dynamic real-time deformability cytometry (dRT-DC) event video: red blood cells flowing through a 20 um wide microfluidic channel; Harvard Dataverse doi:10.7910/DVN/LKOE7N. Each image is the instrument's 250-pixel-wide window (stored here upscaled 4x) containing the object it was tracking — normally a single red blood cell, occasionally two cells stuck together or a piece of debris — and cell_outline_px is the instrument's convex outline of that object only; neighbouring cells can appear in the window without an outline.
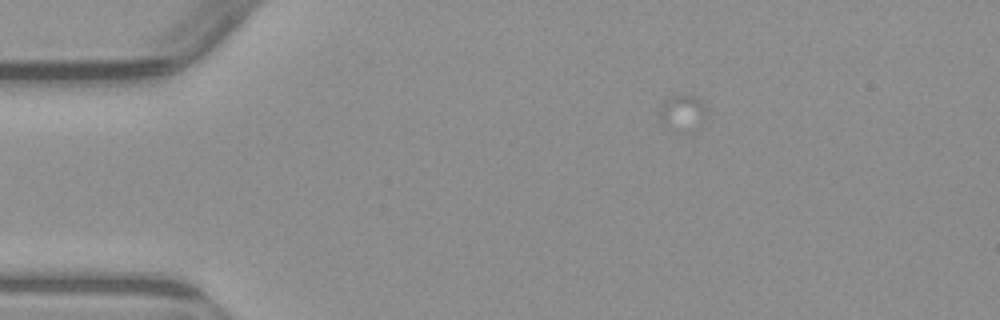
{"species": "common noctule bat (a hibernating species)", "species_latin": "Nyctalus noctula", "temperature_condition": "warm", "stored_images_in_passage": 5, "camera_frame_rate_fps": 3000, "um_per_image_px": 0.085, "animal": {"sex": "male", "body_mass_g": 23.1, "forearm_length_mm": 52.7}, "frame": {"image": 1, "passage_image": 1, "time_ms": 0.0, "image_size_px": [1000, 320], "cell_outline_px": [[708, 116], [704, 124], [688, 132], [664, 124], [660, 120], [660, 108], [664, 96], [700, 96], [708, 108]], "centroid_in_image_um": [58.11, 9.54], "position_along_channel_um": 26.9, "area_um2": 10.17}}